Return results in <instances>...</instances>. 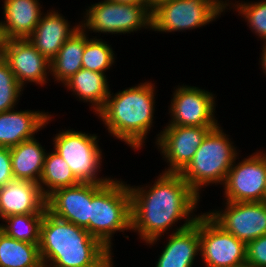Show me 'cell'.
<instances>
[{
    "label": "cell",
    "mask_w": 266,
    "mask_h": 267,
    "mask_svg": "<svg viewBox=\"0 0 266 267\" xmlns=\"http://www.w3.org/2000/svg\"><path fill=\"white\" fill-rule=\"evenodd\" d=\"M156 267H192L200 252L199 215L195 222H186L169 236Z\"/></svg>",
    "instance_id": "cell-17"
},
{
    "label": "cell",
    "mask_w": 266,
    "mask_h": 267,
    "mask_svg": "<svg viewBox=\"0 0 266 267\" xmlns=\"http://www.w3.org/2000/svg\"><path fill=\"white\" fill-rule=\"evenodd\" d=\"M215 97L198 87L180 86L171 99L172 120L167 126L217 127Z\"/></svg>",
    "instance_id": "cell-12"
},
{
    "label": "cell",
    "mask_w": 266,
    "mask_h": 267,
    "mask_svg": "<svg viewBox=\"0 0 266 267\" xmlns=\"http://www.w3.org/2000/svg\"><path fill=\"white\" fill-rule=\"evenodd\" d=\"M68 164L55 151L46 153L39 186L45 197L54 190L79 184ZM45 185L48 189L44 188Z\"/></svg>",
    "instance_id": "cell-25"
},
{
    "label": "cell",
    "mask_w": 266,
    "mask_h": 267,
    "mask_svg": "<svg viewBox=\"0 0 266 267\" xmlns=\"http://www.w3.org/2000/svg\"><path fill=\"white\" fill-rule=\"evenodd\" d=\"M22 88L8 63L0 57V112L14 109Z\"/></svg>",
    "instance_id": "cell-28"
},
{
    "label": "cell",
    "mask_w": 266,
    "mask_h": 267,
    "mask_svg": "<svg viewBox=\"0 0 266 267\" xmlns=\"http://www.w3.org/2000/svg\"><path fill=\"white\" fill-rule=\"evenodd\" d=\"M105 184L107 183L80 182L54 190L46 197V210L89 232L91 199Z\"/></svg>",
    "instance_id": "cell-13"
},
{
    "label": "cell",
    "mask_w": 266,
    "mask_h": 267,
    "mask_svg": "<svg viewBox=\"0 0 266 267\" xmlns=\"http://www.w3.org/2000/svg\"><path fill=\"white\" fill-rule=\"evenodd\" d=\"M165 1V0H147V5L153 9L158 3Z\"/></svg>",
    "instance_id": "cell-35"
},
{
    "label": "cell",
    "mask_w": 266,
    "mask_h": 267,
    "mask_svg": "<svg viewBox=\"0 0 266 267\" xmlns=\"http://www.w3.org/2000/svg\"><path fill=\"white\" fill-rule=\"evenodd\" d=\"M39 254L45 267H112L111 251L86 229L45 210ZM48 261L50 262L49 265Z\"/></svg>",
    "instance_id": "cell-2"
},
{
    "label": "cell",
    "mask_w": 266,
    "mask_h": 267,
    "mask_svg": "<svg viewBox=\"0 0 266 267\" xmlns=\"http://www.w3.org/2000/svg\"><path fill=\"white\" fill-rule=\"evenodd\" d=\"M74 94L84 102L92 103L95 113H98L105 105L109 96V87L105 73L81 68L65 83Z\"/></svg>",
    "instance_id": "cell-23"
},
{
    "label": "cell",
    "mask_w": 266,
    "mask_h": 267,
    "mask_svg": "<svg viewBox=\"0 0 266 267\" xmlns=\"http://www.w3.org/2000/svg\"><path fill=\"white\" fill-rule=\"evenodd\" d=\"M131 229V194L128 185L111 179L91 199L89 233L110 251L116 231Z\"/></svg>",
    "instance_id": "cell-5"
},
{
    "label": "cell",
    "mask_w": 266,
    "mask_h": 267,
    "mask_svg": "<svg viewBox=\"0 0 266 267\" xmlns=\"http://www.w3.org/2000/svg\"><path fill=\"white\" fill-rule=\"evenodd\" d=\"M4 42L5 38L3 36L1 21H0V57H2Z\"/></svg>",
    "instance_id": "cell-34"
},
{
    "label": "cell",
    "mask_w": 266,
    "mask_h": 267,
    "mask_svg": "<svg viewBox=\"0 0 266 267\" xmlns=\"http://www.w3.org/2000/svg\"><path fill=\"white\" fill-rule=\"evenodd\" d=\"M215 127L166 126L156 144L169 162L165 173H180L192 160L206 135Z\"/></svg>",
    "instance_id": "cell-14"
},
{
    "label": "cell",
    "mask_w": 266,
    "mask_h": 267,
    "mask_svg": "<svg viewBox=\"0 0 266 267\" xmlns=\"http://www.w3.org/2000/svg\"><path fill=\"white\" fill-rule=\"evenodd\" d=\"M237 6L239 14H242L251 28L260 39L266 42V1L255 3H239Z\"/></svg>",
    "instance_id": "cell-29"
},
{
    "label": "cell",
    "mask_w": 266,
    "mask_h": 267,
    "mask_svg": "<svg viewBox=\"0 0 266 267\" xmlns=\"http://www.w3.org/2000/svg\"><path fill=\"white\" fill-rule=\"evenodd\" d=\"M80 26L50 61V71L57 82L63 84L82 68V55L86 44V33Z\"/></svg>",
    "instance_id": "cell-22"
},
{
    "label": "cell",
    "mask_w": 266,
    "mask_h": 267,
    "mask_svg": "<svg viewBox=\"0 0 266 267\" xmlns=\"http://www.w3.org/2000/svg\"><path fill=\"white\" fill-rule=\"evenodd\" d=\"M200 252L206 267H246V244L207 213L199 215Z\"/></svg>",
    "instance_id": "cell-9"
},
{
    "label": "cell",
    "mask_w": 266,
    "mask_h": 267,
    "mask_svg": "<svg viewBox=\"0 0 266 267\" xmlns=\"http://www.w3.org/2000/svg\"><path fill=\"white\" fill-rule=\"evenodd\" d=\"M154 85L150 82L119 91L106 99L97 113L108 132L134 149L143 146L153 123Z\"/></svg>",
    "instance_id": "cell-3"
},
{
    "label": "cell",
    "mask_w": 266,
    "mask_h": 267,
    "mask_svg": "<svg viewBox=\"0 0 266 267\" xmlns=\"http://www.w3.org/2000/svg\"><path fill=\"white\" fill-rule=\"evenodd\" d=\"M66 19L52 11L41 17L33 33L27 38L30 43L49 61L58 53L65 41L78 30L80 25L69 28Z\"/></svg>",
    "instance_id": "cell-19"
},
{
    "label": "cell",
    "mask_w": 266,
    "mask_h": 267,
    "mask_svg": "<svg viewBox=\"0 0 266 267\" xmlns=\"http://www.w3.org/2000/svg\"><path fill=\"white\" fill-rule=\"evenodd\" d=\"M246 267H266V234L246 244Z\"/></svg>",
    "instance_id": "cell-30"
},
{
    "label": "cell",
    "mask_w": 266,
    "mask_h": 267,
    "mask_svg": "<svg viewBox=\"0 0 266 267\" xmlns=\"http://www.w3.org/2000/svg\"><path fill=\"white\" fill-rule=\"evenodd\" d=\"M38 245L18 241L0 230V267H45Z\"/></svg>",
    "instance_id": "cell-24"
},
{
    "label": "cell",
    "mask_w": 266,
    "mask_h": 267,
    "mask_svg": "<svg viewBox=\"0 0 266 267\" xmlns=\"http://www.w3.org/2000/svg\"><path fill=\"white\" fill-rule=\"evenodd\" d=\"M131 194V230L140 238L154 244L162 233L178 220L195 222L197 215L189 218L199 201L179 173L163 172L147 191L143 187L128 185Z\"/></svg>",
    "instance_id": "cell-1"
},
{
    "label": "cell",
    "mask_w": 266,
    "mask_h": 267,
    "mask_svg": "<svg viewBox=\"0 0 266 267\" xmlns=\"http://www.w3.org/2000/svg\"><path fill=\"white\" fill-rule=\"evenodd\" d=\"M37 0H4V18L1 22L5 40L27 39L39 23L41 13Z\"/></svg>",
    "instance_id": "cell-20"
},
{
    "label": "cell",
    "mask_w": 266,
    "mask_h": 267,
    "mask_svg": "<svg viewBox=\"0 0 266 267\" xmlns=\"http://www.w3.org/2000/svg\"><path fill=\"white\" fill-rule=\"evenodd\" d=\"M46 197L38 183L14 179L0 187V218L19 214H44Z\"/></svg>",
    "instance_id": "cell-16"
},
{
    "label": "cell",
    "mask_w": 266,
    "mask_h": 267,
    "mask_svg": "<svg viewBox=\"0 0 266 267\" xmlns=\"http://www.w3.org/2000/svg\"><path fill=\"white\" fill-rule=\"evenodd\" d=\"M44 214H19L3 218L7 225L0 230L11 238L31 244H39L40 228Z\"/></svg>",
    "instance_id": "cell-26"
},
{
    "label": "cell",
    "mask_w": 266,
    "mask_h": 267,
    "mask_svg": "<svg viewBox=\"0 0 266 267\" xmlns=\"http://www.w3.org/2000/svg\"><path fill=\"white\" fill-rule=\"evenodd\" d=\"M226 201L263 202L266 200V155L254 153L232 165L223 184Z\"/></svg>",
    "instance_id": "cell-10"
},
{
    "label": "cell",
    "mask_w": 266,
    "mask_h": 267,
    "mask_svg": "<svg viewBox=\"0 0 266 267\" xmlns=\"http://www.w3.org/2000/svg\"><path fill=\"white\" fill-rule=\"evenodd\" d=\"M110 1L125 3V4H138V5L148 6L147 0H110Z\"/></svg>",
    "instance_id": "cell-32"
},
{
    "label": "cell",
    "mask_w": 266,
    "mask_h": 267,
    "mask_svg": "<svg viewBox=\"0 0 266 267\" xmlns=\"http://www.w3.org/2000/svg\"><path fill=\"white\" fill-rule=\"evenodd\" d=\"M223 211L207 214L225 231L247 244L266 234V202H226Z\"/></svg>",
    "instance_id": "cell-11"
},
{
    "label": "cell",
    "mask_w": 266,
    "mask_h": 267,
    "mask_svg": "<svg viewBox=\"0 0 266 267\" xmlns=\"http://www.w3.org/2000/svg\"><path fill=\"white\" fill-rule=\"evenodd\" d=\"M51 115L40 111L0 112V147L11 148L34 138V134L45 126Z\"/></svg>",
    "instance_id": "cell-18"
},
{
    "label": "cell",
    "mask_w": 266,
    "mask_h": 267,
    "mask_svg": "<svg viewBox=\"0 0 266 267\" xmlns=\"http://www.w3.org/2000/svg\"><path fill=\"white\" fill-rule=\"evenodd\" d=\"M96 135L66 130L54 138V151L65 160L80 182L108 183L110 178H97L102 151ZM101 162V163H100Z\"/></svg>",
    "instance_id": "cell-7"
},
{
    "label": "cell",
    "mask_w": 266,
    "mask_h": 267,
    "mask_svg": "<svg viewBox=\"0 0 266 267\" xmlns=\"http://www.w3.org/2000/svg\"><path fill=\"white\" fill-rule=\"evenodd\" d=\"M237 155L229 138L217 126L206 135L192 160L179 174L200 196L202 186L210 183L224 184Z\"/></svg>",
    "instance_id": "cell-4"
},
{
    "label": "cell",
    "mask_w": 266,
    "mask_h": 267,
    "mask_svg": "<svg viewBox=\"0 0 266 267\" xmlns=\"http://www.w3.org/2000/svg\"><path fill=\"white\" fill-rule=\"evenodd\" d=\"M2 58L8 63L18 83L45 84L50 61L28 39L5 40ZM48 68V69H47Z\"/></svg>",
    "instance_id": "cell-15"
},
{
    "label": "cell",
    "mask_w": 266,
    "mask_h": 267,
    "mask_svg": "<svg viewBox=\"0 0 266 267\" xmlns=\"http://www.w3.org/2000/svg\"><path fill=\"white\" fill-rule=\"evenodd\" d=\"M114 63L112 48L101 39H88L82 55V68L100 73L106 72Z\"/></svg>",
    "instance_id": "cell-27"
},
{
    "label": "cell",
    "mask_w": 266,
    "mask_h": 267,
    "mask_svg": "<svg viewBox=\"0 0 266 267\" xmlns=\"http://www.w3.org/2000/svg\"><path fill=\"white\" fill-rule=\"evenodd\" d=\"M14 180L10 148L0 147V187Z\"/></svg>",
    "instance_id": "cell-31"
},
{
    "label": "cell",
    "mask_w": 266,
    "mask_h": 267,
    "mask_svg": "<svg viewBox=\"0 0 266 267\" xmlns=\"http://www.w3.org/2000/svg\"><path fill=\"white\" fill-rule=\"evenodd\" d=\"M14 179L33 181L39 184L46 152L35 138L10 148Z\"/></svg>",
    "instance_id": "cell-21"
},
{
    "label": "cell",
    "mask_w": 266,
    "mask_h": 267,
    "mask_svg": "<svg viewBox=\"0 0 266 267\" xmlns=\"http://www.w3.org/2000/svg\"><path fill=\"white\" fill-rule=\"evenodd\" d=\"M265 46H263V49L262 50V57H261V66L264 70V73H266V42L264 43Z\"/></svg>",
    "instance_id": "cell-33"
},
{
    "label": "cell",
    "mask_w": 266,
    "mask_h": 267,
    "mask_svg": "<svg viewBox=\"0 0 266 267\" xmlns=\"http://www.w3.org/2000/svg\"><path fill=\"white\" fill-rule=\"evenodd\" d=\"M86 11L85 21L80 26L89 31L118 34L151 28L152 9L149 6L104 0Z\"/></svg>",
    "instance_id": "cell-8"
},
{
    "label": "cell",
    "mask_w": 266,
    "mask_h": 267,
    "mask_svg": "<svg viewBox=\"0 0 266 267\" xmlns=\"http://www.w3.org/2000/svg\"><path fill=\"white\" fill-rule=\"evenodd\" d=\"M229 6L222 0H165L151 12V29L175 32L198 28L212 22Z\"/></svg>",
    "instance_id": "cell-6"
}]
</instances>
